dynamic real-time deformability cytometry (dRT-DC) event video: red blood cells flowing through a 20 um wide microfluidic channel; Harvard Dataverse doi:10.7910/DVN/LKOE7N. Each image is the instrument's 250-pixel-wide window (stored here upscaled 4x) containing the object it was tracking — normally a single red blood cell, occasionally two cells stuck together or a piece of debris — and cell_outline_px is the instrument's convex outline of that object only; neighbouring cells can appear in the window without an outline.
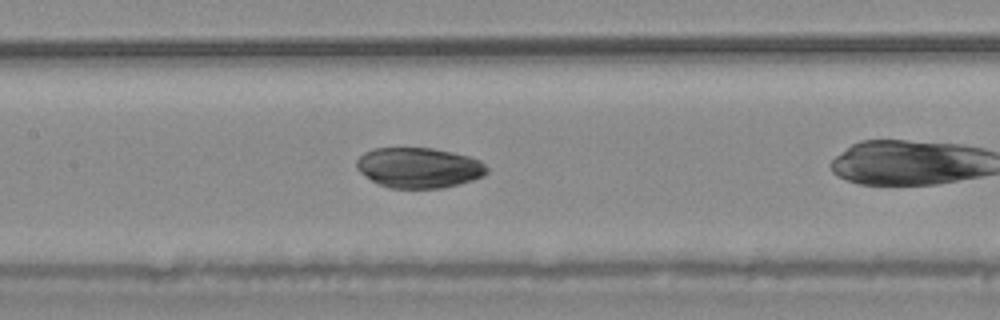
{"species": "common noctule bat (a hibernating species)", "species_latin": "Nyctalus noctula", "temperature_condition": "warm", "stored_images_in_passage": 32, "camera_frame_rate_fps": 3000, "um_per_image_px": 0.085, "animal": {"sex": "male", "body_mass_g": 20.4}, "frame": {"image": 1, "passage_image": 10, "time_ms": 3.0, "image_size_px": [1000, 320], "cell_outline_px": [[488, 172], [484, 176], [460, 184], [444, 188], [388, 188], [372, 180], [360, 172], [356, 168], [356, 160], [364, 152], [372, 148], [432, 148], [452, 152], [468, 156], [480, 160], [488, 168]], "centroid_in_image_um": [35.61, 14.26], "position_along_channel_um": 171.8, "area_um2": 30.75}}